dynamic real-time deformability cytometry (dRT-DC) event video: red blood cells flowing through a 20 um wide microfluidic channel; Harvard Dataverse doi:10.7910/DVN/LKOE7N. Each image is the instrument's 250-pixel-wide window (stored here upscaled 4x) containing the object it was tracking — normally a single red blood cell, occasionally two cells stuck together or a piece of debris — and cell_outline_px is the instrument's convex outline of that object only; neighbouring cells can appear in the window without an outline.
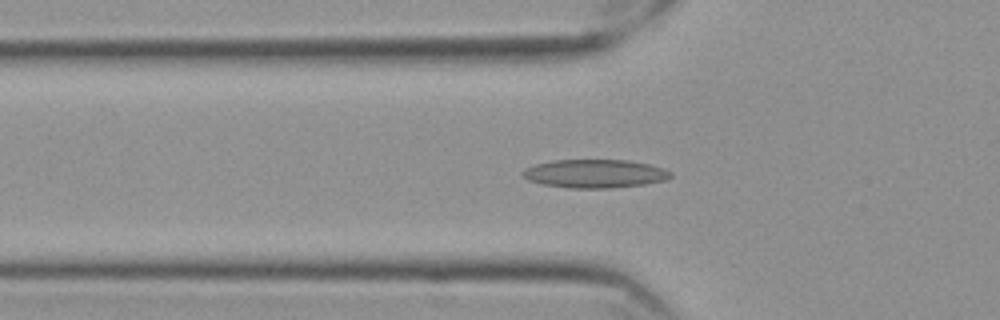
{"species": "Egyptian fruit bat (a non-hibernating species)", "species_latin": "Rousettus aegyptiacus", "temperature_condition": "cold", "stored_images_in_passage": 48, "segment_of_instrument_passage": [1, 2], "camera_frame_rate_fps": 3000, "um_per_image_px": 0.085, "frame": {"image": 1, "passage_image": 9, "time_ms": 2.667, "image_size_px": [1000, 320], "cell_outline_px": [[672, 176], [668, 180], [644, 184], [612, 188], [568, 188], [544, 184], [528, 180], [524, 176], [524, 168], [536, 164], [552, 160], [628, 160], [648, 164], [664, 168], [672, 172]], "centroid_in_image_um": [50.61, 14.76], "position_along_channel_um": 75.2, "area_um2": 24.51}}
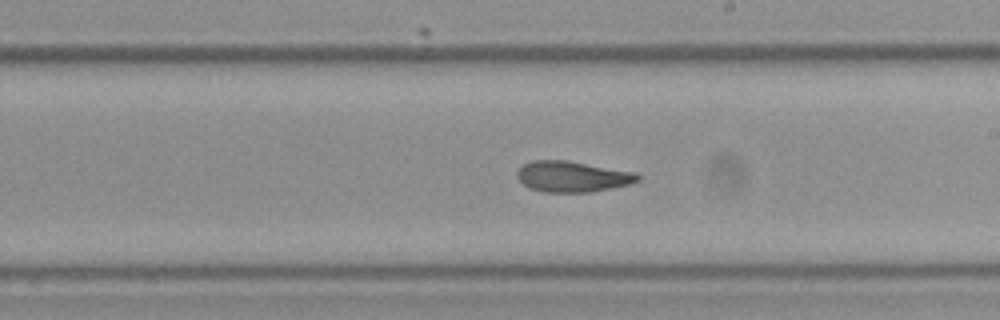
{"frame": {"image": 2, "passage_image": 23, "time_ms": 7.333, "image_size_px": [1000, 320], "cell_outline_px": [[640, 180], [632, 184], [588, 192], [544, 192], [528, 188], [516, 176], [516, 172], [524, 164], [532, 160], [568, 160], [636, 172], [640, 176]], "centroid_in_image_um": [48.67, 15.0], "position_along_channel_um": 240.3, "area_um2": 21.79}}
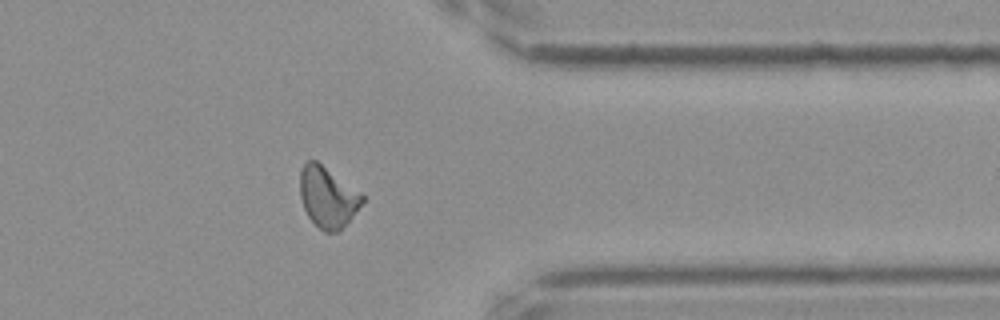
{"frame": {"image": 3, "passage_image": 36, "time_ms": 11.667, "image_size_px": [1000, 320], "cell_outline_px": [[364, 200], [340, 232], [324, 232], [308, 216], [304, 208], [300, 196], [300, 172], [304, 164], [308, 160], [316, 160], [364, 196]], "centroid_in_image_um": [27.83, 16.77], "position_along_channel_um": 383.6, "area_um2": 21.62}}